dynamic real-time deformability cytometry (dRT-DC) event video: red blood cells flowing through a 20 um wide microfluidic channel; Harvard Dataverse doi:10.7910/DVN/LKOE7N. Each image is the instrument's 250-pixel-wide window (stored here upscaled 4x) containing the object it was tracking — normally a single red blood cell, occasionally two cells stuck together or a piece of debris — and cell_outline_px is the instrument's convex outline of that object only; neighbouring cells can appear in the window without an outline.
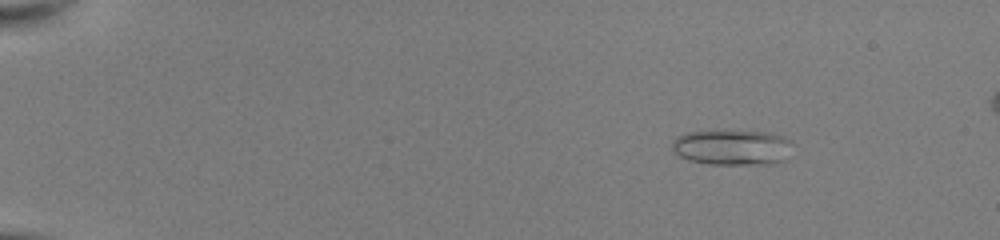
{"species": "common noctule bat (a hibernating species)", "species_latin": "Nyctalus noctula", "temperature_condition": "room temperature", "stored_images_in_passage": 52, "camera_frame_rate_fps": 3000, "um_per_image_px": 0.085, "animal": {"sex": "female", "body_mass_g": 22.0, "forearm_length_mm": 56.7}, "frame": {"image": 1, "passage_image": 8, "time_ms": 2.333, "image_size_px": [1000, 240], "cell_outline_px": [[792, 144], [784, 160], [776, 164], [712, 164], [688, 160], [672, 152], [672, 144], [676, 136], [688, 132], [716, 128], [768, 132], [784, 136], [792, 140]], "centroid_in_image_um": [62.22, 12.48], "position_along_channel_um": 22.8, "area_um2": 25.84}}
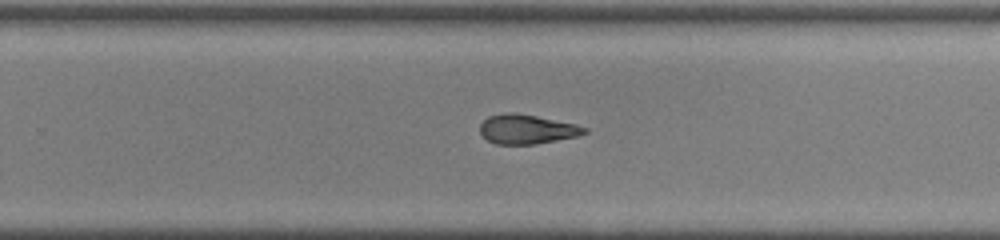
{"frame": {"image": 2, "passage_image": 36, "time_ms": 11.667, "image_size_px": [1000, 240], "cell_outline_px": [[588, 132], [576, 136], [536, 144], [496, 144], [488, 140], [480, 132], [480, 124], [488, 116], [504, 112], [516, 112], [576, 124], [588, 128]], "centroid_in_image_um": [44.77, 10.97], "position_along_channel_um": 285.0, "area_um2": 17.86}}
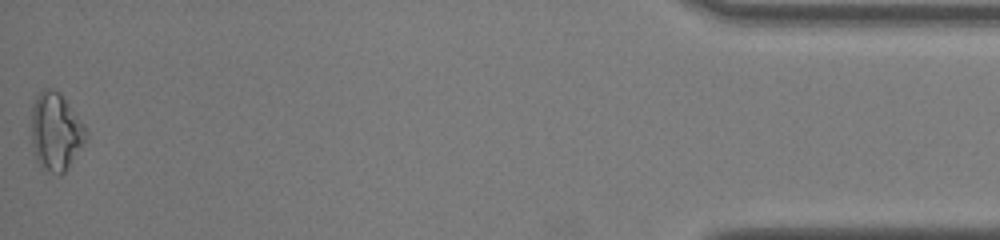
{"frame": {"image": 3, "passage_image": 52, "time_ms": 17.0, "image_size_px": [1000, 240], "cell_outline_px": [[88, 136], [64, 172], [60, 176], [40, 168], [32, 152], [32, 104], [36, 96], [44, 88], [52, 88], [60, 92], [84, 124], [88, 132]], "centroid_in_image_um": [4.72, 11.19], "position_along_channel_um": 430.5, "area_um2": 24.91}, "authors_computed_cell_mechanics": {"area_um2": 19.5942, "velocity_mm_per_s": 4.0811, "shape_relaxation_time_tau1_ms": 7.2844, "shape_relaxation_time_tau2_ms": 2.636, "deformation_change_tau1": 0.2065, "deformation_change_tau2": 0.1142}}